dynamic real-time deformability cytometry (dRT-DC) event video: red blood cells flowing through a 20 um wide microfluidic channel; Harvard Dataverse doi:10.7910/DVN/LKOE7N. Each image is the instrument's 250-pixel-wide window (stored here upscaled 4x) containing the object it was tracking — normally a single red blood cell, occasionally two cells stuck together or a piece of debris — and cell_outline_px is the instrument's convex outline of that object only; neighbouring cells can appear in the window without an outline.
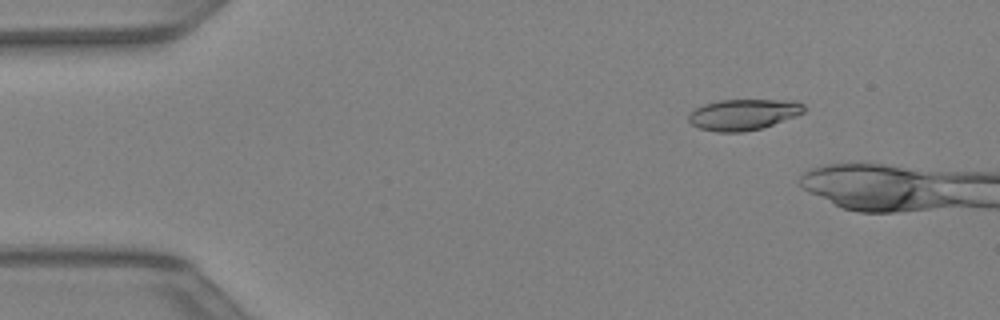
{"species": "Egyptian fruit bat (a non-hibernating species)", "species_latin": "Rousettus aegyptiacus", "temperature_condition": "warm", "stored_images_in_passage": 9, "camera_frame_rate_fps": 3000, "um_per_image_px": 0.085, "animal": {"sex": "female"}, "frame": {"image": 1, "passage_image": 6, "time_ms": 1.667, "image_size_px": [1000, 320], "cell_outline_px": [[804, 112], [796, 116], [764, 128], [740, 132], [716, 132], [700, 128], [692, 124], [688, 120], [688, 116], [696, 108], [704, 104], [720, 100], [796, 100], [804, 104]], "centroid_in_image_um": [63.22, 9.73], "position_along_channel_um": 21.8, "area_um2": 20.87}}